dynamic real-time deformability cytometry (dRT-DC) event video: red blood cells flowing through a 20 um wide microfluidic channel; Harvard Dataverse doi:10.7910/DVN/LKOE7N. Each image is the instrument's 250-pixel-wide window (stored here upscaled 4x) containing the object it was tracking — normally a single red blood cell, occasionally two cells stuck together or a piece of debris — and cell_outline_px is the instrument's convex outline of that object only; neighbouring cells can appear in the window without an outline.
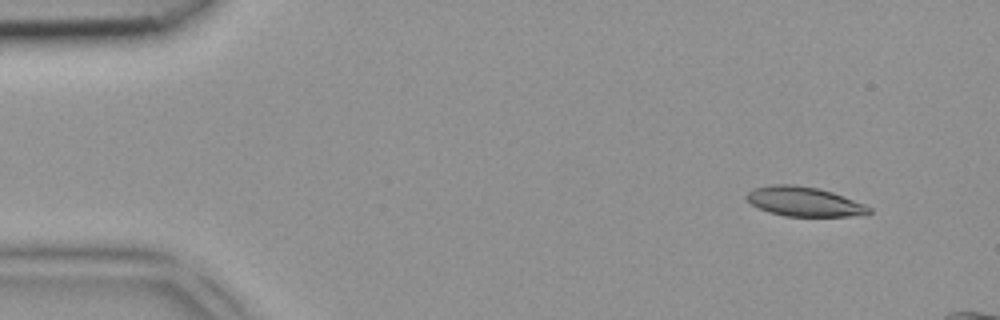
{"species": "common noctule bat (a hibernating species)", "species_latin": "Nyctalus noctula", "temperature_condition": "room temperature", "stored_images_in_passage": 3, "camera_frame_rate_fps": 3000, "um_per_image_px": 0.085, "animal": {"sex": "female", "body_mass_g": 18.4}, "frame": {"image": 1, "passage_image": 1, "time_ms": 0.0, "image_size_px": [1000, 320], "cell_outline_px": [[872, 212], [868, 216], [784, 216], [768, 212], [752, 204], [744, 196], [752, 188], [772, 184], [792, 184], [816, 188], [832, 192], [864, 204], [872, 208]], "centroid_in_image_um": [68.37, 17.14], "position_along_channel_um": 16.6, "area_um2": 21.15}}